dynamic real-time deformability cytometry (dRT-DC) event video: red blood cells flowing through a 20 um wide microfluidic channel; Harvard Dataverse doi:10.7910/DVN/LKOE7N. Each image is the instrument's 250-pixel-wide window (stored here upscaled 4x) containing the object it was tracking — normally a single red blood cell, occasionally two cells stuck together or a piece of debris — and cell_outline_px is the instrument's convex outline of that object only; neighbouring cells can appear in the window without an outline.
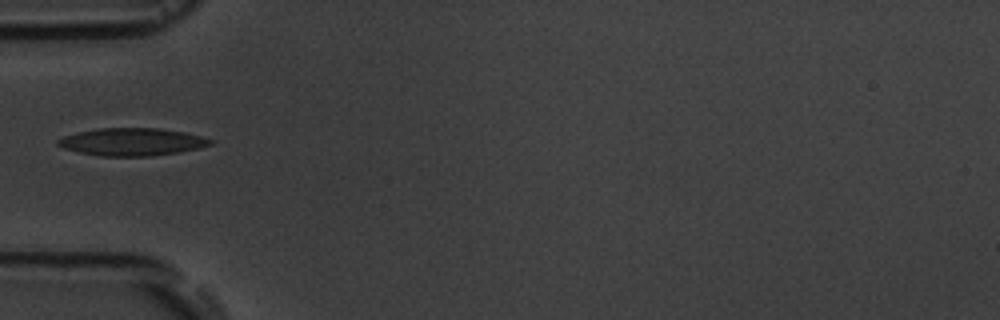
{"species": "common noctule bat (a hibernating species)", "species_latin": "Nyctalus noctula", "temperature_condition": "room temperature", "stored_images_in_passage": 8, "camera_frame_rate_fps": 3000, "um_per_image_px": 0.085, "animal": {"sex": "male", "body_mass_g": 19.5, "forearm_length_mm": 54.6}, "frame": {"image": 1, "passage_image": 4, "time_ms": 3.667, "image_size_px": [1000, 320], "cell_outline_px": [[216, 140], [212, 144], [196, 148], [176, 152], [148, 156], [100, 156], [80, 152], [64, 148], [56, 144], [56, 140], [64, 136], [76, 132], [96, 128], [156, 128], [184, 132]], "centroid_in_image_um": [11.18, 12.05], "position_along_channel_um": 73.8, "area_um2": 24.33}}
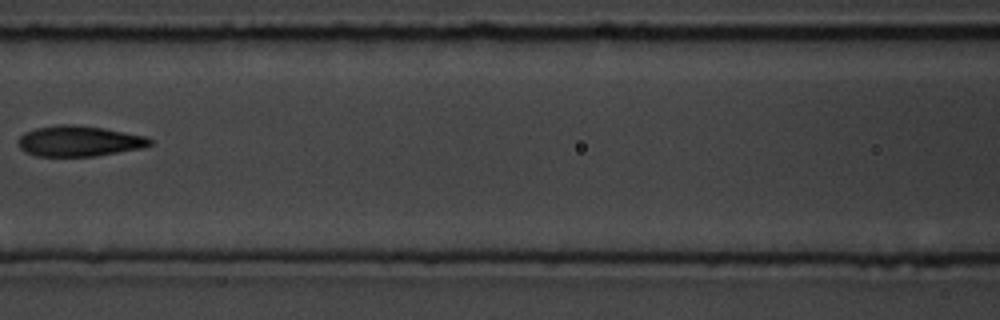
{"frame": {"image": 2, "passage_image": 6, "time_ms": 6.0, "image_size_px": [1000, 320], "cell_outline_px": [[152, 144], [140, 148], [96, 156], [36, 156], [24, 152], [20, 148], [16, 140], [24, 132], [36, 128], [60, 124], [72, 124], [104, 128], [144, 136], [152, 140]], "centroid_in_image_um": [6.66, 11.99], "position_along_channel_um": 159.9, "area_um2": 23.47}}
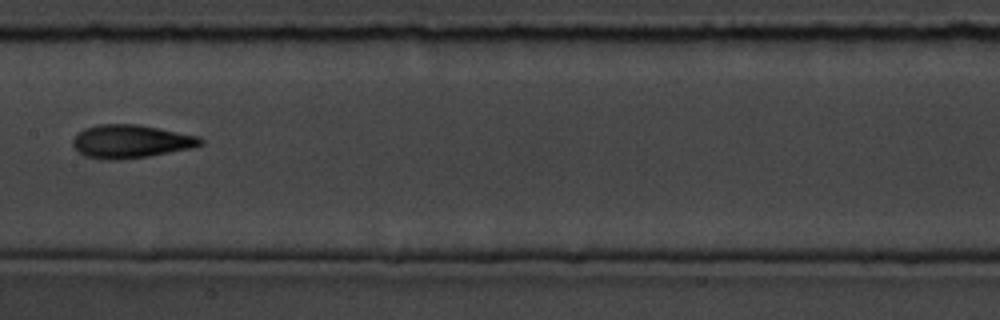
{"frame": {"image": 3, "passage_image": 7, "time_ms": 7.0, "image_size_px": [1000, 320], "cell_outline_px": [[204, 144], [192, 148], [148, 156], [112, 160], [104, 160], [84, 156], [72, 144], [72, 140], [84, 128], [100, 124], [140, 124], [200, 136], [204, 140]], "centroid_in_image_um": [11.16, 12.01], "position_along_channel_um": 196.2, "area_um2": 24.8}}